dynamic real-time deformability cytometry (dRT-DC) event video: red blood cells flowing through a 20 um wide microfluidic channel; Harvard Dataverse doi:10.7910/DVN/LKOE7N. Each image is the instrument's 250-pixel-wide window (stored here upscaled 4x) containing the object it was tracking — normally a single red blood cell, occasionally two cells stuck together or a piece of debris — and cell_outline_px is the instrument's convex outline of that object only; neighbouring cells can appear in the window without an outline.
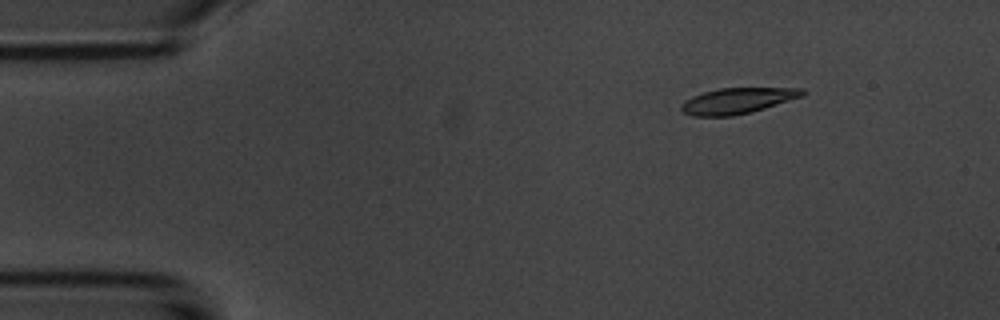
{"species": "common noctule bat (a hibernating species)", "species_latin": "Nyctalus noctula", "temperature_condition": "room temperature", "stored_images_in_passage": 4, "camera_frame_rate_fps": 3000, "um_per_image_px": 0.085, "animal": {"sex": "male", "body_mass_g": 20.1, "forearm_length_mm": 53.5}, "frame": {"image": 1, "passage_image": 2, "time_ms": 1.333, "image_size_px": [1000, 320], "cell_outline_px": [[804, 96], [764, 108], [732, 116], [696, 116], [684, 112], [680, 108], [680, 104], [684, 100], [692, 96], [704, 92], [720, 88], [804, 88]], "centroid_in_image_um": [62.67, 8.55], "position_along_channel_um": 22.3, "area_um2": 18.03}}